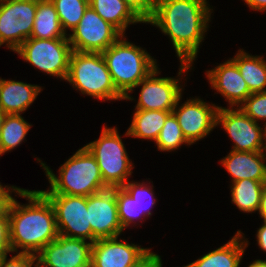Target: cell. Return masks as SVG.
Instances as JSON below:
<instances>
[{
  "label": "cell",
  "instance_id": "6da1fadb",
  "mask_svg": "<svg viewBox=\"0 0 266 267\" xmlns=\"http://www.w3.org/2000/svg\"><path fill=\"white\" fill-rule=\"evenodd\" d=\"M207 0H155L146 22L168 35L180 62L193 64L213 9Z\"/></svg>",
  "mask_w": 266,
  "mask_h": 267
},
{
  "label": "cell",
  "instance_id": "7a4b0ae2",
  "mask_svg": "<svg viewBox=\"0 0 266 267\" xmlns=\"http://www.w3.org/2000/svg\"><path fill=\"white\" fill-rule=\"evenodd\" d=\"M17 195L28 200V204L22 205L14 197L10 202L8 216L11 250L12 253L36 256L59 235L55 212L50 201L39 190L22 188Z\"/></svg>",
  "mask_w": 266,
  "mask_h": 267
},
{
  "label": "cell",
  "instance_id": "3957f363",
  "mask_svg": "<svg viewBox=\"0 0 266 267\" xmlns=\"http://www.w3.org/2000/svg\"><path fill=\"white\" fill-rule=\"evenodd\" d=\"M41 167L49 181L48 190H39L42 194H62L88 197L91 194L109 188L103 181L98 163L85 147L78 149L68 160L61 164L58 176L39 158Z\"/></svg>",
  "mask_w": 266,
  "mask_h": 267
},
{
  "label": "cell",
  "instance_id": "277c9868",
  "mask_svg": "<svg viewBox=\"0 0 266 267\" xmlns=\"http://www.w3.org/2000/svg\"><path fill=\"white\" fill-rule=\"evenodd\" d=\"M122 35L102 52L116 89L124 100H134L130 94L134 87L158 67L156 59L140 46Z\"/></svg>",
  "mask_w": 266,
  "mask_h": 267
},
{
  "label": "cell",
  "instance_id": "5b68a950",
  "mask_svg": "<svg viewBox=\"0 0 266 267\" xmlns=\"http://www.w3.org/2000/svg\"><path fill=\"white\" fill-rule=\"evenodd\" d=\"M66 82L81 94L102 101L124 100L116 89L106 61L100 52L72 51Z\"/></svg>",
  "mask_w": 266,
  "mask_h": 267
},
{
  "label": "cell",
  "instance_id": "8992f818",
  "mask_svg": "<svg viewBox=\"0 0 266 267\" xmlns=\"http://www.w3.org/2000/svg\"><path fill=\"white\" fill-rule=\"evenodd\" d=\"M117 127L103 126L101 135L85 145L98 163L104 183L109 188L122 187L132 175L133 163Z\"/></svg>",
  "mask_w": 266,
  "mask_h": 267
},
{
  "label": "cell",
  "instance_id": "52a82bcc",
  "mask_svg": "<svg viewBox=\"0 0 266 267\" xmlns=\"http://www.w3.org/2000/svg\"><path fill=\"white\" fill-rule=\"evenodd\" d=\"M72 51L68 39L29 38L14 52L41 72L66 80Z\"/></svg>",
  "mask_w": 266,
  "mask_h": 267
},
{
  "label": "cell",
  "instance_id": "ba28073f",
  "mask_svg": "<svg viewBox=\"0 0 266 267\" xmlns=\"http://www.w3.org/2000/svg\"><path fill=\"white\" fill-rule=\"evenodd\" d=\"M193 64L180 62L177 79L174 77H156L161 72L157 67L144 80L140 81L134 88L141 86L139 98L135 109L173 111L178 98L183 95V85L179 77L182 73L187 74L192 70ZM191 68V69H189Z\"/></svg>",
  "mask_w": 266,
  "mask_h": 267
},
{
  "label": "cell",
  "instance_id": "9c48e42d",
  "mask_svg": "<svg viewBox=\"0 0 266 267\" xmlns=\"http://www.w3.org/2000/svg\"><path fill=\"white\" fill-rule=\"evenodd\" d=\"M38 0H0V47L15 51L32 34Z\"/></svg>",
  "mask_w": 266,
  "mask_h": 267
},
{
  "label": "cell",
  "instance_id": "30bf717a",
  "mask_svg": "<svg viewBox=\"0 0 266 267\" xmlns=\"http://www.w3.org/2000/svg\"><path fill=\"white\" fill-rule=\"evenodd\" d=\"M222 126L234 142L233 151L262 152L264 148L266 127H261L247 116L239 107H219L216 126Z\"/></svg>",
  "mask_w": 266,
  "mask_h": 267
},
{
  "label": "cell",
  "instance_id": "8fae6325",
  "mask_svg": "<svg viewBox=\"0 0 266 267\" xmlns=\"http://www.w3.org/2000/svg\"><path fill=\"white\" fill-rule=\"evenodd\" d=\"M71 32L67 37L72 50L77 52L102 53L123 35L111 23L102 19L90 6Z\"/></svg>",
  "mask_w": 266,
  "mask_h": 267
},
{
  "label": "cell",
  "instance_id": "7c38bea8",
  "mask_svg": "<svg viewBox=\"0 0 266 267\" xmlns=\"http://www.w3.org/2000/svg\"><path fill=\"white\" fill-rule=\"evenodd\" d=\"M43 195L53 206L59 235L91 242V225L89 223L86 196Z\"/></svg>",
  "mask_w": 266,
  "mask_h": 267
},
{
  "label": "cell",
  "instance_id": "4fadbf2b",
  "mask_svg": "<svg viewBox=\"0 0 266 267\" xmlns=\"http://www.w3.org/2000/svg\"><path fill=\"white\" fill-rule=\"evenodd\" d=\"M182 95L178 98L173 113L186 140L192 145L205 138L216 128V116L220 106L206 103L200 98L187 99L180 104Z\"/></svg>",
  "mask_w": 266,
  "mask_h": 267
},
{
  "label": "cell",
  "instance_id": "5bb4252c",
  "mask_svg": "<svg viewBox=\"0 0 266 267\" xmlns=\"http://www.w3.org/2000/svg\"><path fill=\"white\" fill-rule=\"evenodd\" d=\"M93 243L80 238L58 235L37 255L39 267H91Z\"/></svg>",
  "mask_w": 266,
  "mask_h": 267
},
{
  "label": "cell",
  "instance_id": "9a60e30c",
  "mask_svg": "<svg viewBox=\"0 0 266 267\" xmlns=\"http://www.w3.org/2000/svg\"><path fill=\"white\" fill-rule=\"evenodd\" d=\"M87 211L91 225V242L117 237L123 232L118 217L116 187L107 188L87 197Z\"/></svg>",
  "mask_w": 266,
  "mask_h": 267
},
{
  "label": "cell",
  "instance_id": "2e32d148",
  "mask_svg": "<svg viewBox=\"0 0 266 267\" xmlns=\"http://www.w3.org/2000/svg\"><path fill=\"white\" fill-rule=\"evenodd\" d=\"M118 237L98 239L92 245L91 267H130L151 249L128 243Z\"/></svg>",
  "mask_w": 266,
  "mask_h": 267
},
{
  "label": "cell",
  "instance_id": "e0dca14e",
  "mask_svg": "<svg viewBox=\"0 0 266 267\" xmlns=\"http://www.w3.org/2000/svg\"><path fill=\"white\" fill-rule=\"evenodd\" d=\"M211 87L221 94L229 108L239 107L252 93L240 74L237 65L229 58L211 70L206 71Z\"/></svg>",
  "mask_w": 266,
  "mask_h": 267
},
{
  "label": "cell",
  "instance_id": "ac0fdd59",
  "mask_svg": "<svg viewBox=\"0 0 266 267\" xmlns=\"http://www.w3.org/2000/svg\"><path fill=\"white\" fill-rule=\"evenodd\" d=\"M266 160L262 152H243L231 150L220 160L226 171L232 176L231 183L243 179H252L266 183Z\"/></svg>",
  "mask_w": 266,
  "mask_h": 267
},
{
  "label": "cell",
  "instance_id": "d6986e66",
  "mask_svg": "<svg viewBox=\"0 0 266 267\" xmlns=\"http://www.w3.org/2000/svg\"><path fill=\"white\" fill-rule=\"evenodd\" d=\"M42 87L0 77V108L7 114L24 113L34 103Z\"/></svg>",
  "mask_w": 266,
  "mask_h": 267
},
{
  "label": "cell",
  "instance_id": "ffe728a7",
  "mask_svg": "<svg viewBox=\"0 0 266 267\" xmlns=\"http://www.w3.org/2000/svg\"><path fill=\"white\" fill-rule=\"evenodd\" d=\"M248 242L238 230L227 243L183 267H240Z\"/></svg>",
  "mask_w": 266,
  "mask_h": 267
},
{
  "label": "cell",
  "instance_id": "44dd1931",
  "mask_svg": "<svg viewBox=\"0 0 266 267\" xmlns=\"http://www.w3.org/2000/svg\"><path fill=\"white\" fill-rule=\"evenodd\" d=\"M89 6L123 35L129 25L144 23L123 0H89Z\"/></svg>",
  "mask_w": 266,
  "mask_h": 267
},
{
  "label": "cell",
  "instance_id": "7402d4cb",
  "mask_svg": "<svg viewBox=\"0 0 266 267\" xmlns=\"http://www.w3.org/2000/svg\"><path fill=\"white\" fill-rule=\"evenodd\" d=\"M263 56H254L245 52L243 49L233 58H230L245 80L251 93L266 91V60Z\"/></svg>",
  "mask_w": 266,
  "mask_h": 267
},
{
  "label": "cell",
  "instance_id": "603a6c76",
  "mask_svg": "<svg viewBox=\"0 0 266 267\" xmlns=\"http://www.w3.org/2000/svg\"><path fill=\"white\" fill-rule=\"evenodd\" d=\"M30 38L68 39L51 0H38L36 16Z\"/></svg>",
  "mask_w": 266,
  "mask_h": 267
},
{
  "label": "cell",
  "instance_id": "cb8c5ba5",
  "mask_svg": "<svg viewBox=\"0 0 266 267\" xmlns=\"http://www.w3.org/2000/svg\"><path fill=\"white\" fill-rule=\"evenodd\" d=\"M125 136L156 141L171 111L135 109Z\"/></svg>",
  "mask_w": 266,
  "mask_h": 267
},
{
  "label": "cell",
  "instance_id": "d4e9b609",
  "mask_svg": "<svg viewBox=\"0 0 266 267\" xmlns=\"http://www.w3.org/2000/svg\"><path fill=\"white\" fill-rule=\"evenodd\" d=\"M266 183L252 179H243L231 183L232 203L244 213L258 211L260 198Z\"/></svg>",
  "mask_w": 266,
  "mask_h": 267
},
{
  "label": "cell",
  "instance_id": "484cf974",
  "mask_svg": "<svg viewBox=\"0 0 266 267\" xmlns=\"http://www.w3.org/2000/svg\"><path fill=\"white\" fill-rule=\"evenodd\" d=\"M31 126L22 115H6L0 132V156L22 144Z\"/></svg>",
  "mask_w": 266,
  "mask_h": 267
},
{
  "label": "cell",
  "instance_id": "4316f807",
  "mask_svg": "<svg viewBox=\"0 0 266 267\" xmlns=\"http://www.w3.org/2000/svg\"><path fill=\"white\" fill-rule=\"evenodd\" d=\"M58 13L61 26L68 35V29H73L78 25L86 9L89 7V0H51Z\"/></svg>",
  "mask_w": 266,
  "mask_h": 267
},
{
  "label": "cell",
  "instance_id": "83f0119b",
  "mask_svg": "<svg viewBox=\"0 0 266 267\" xmlns=\"http://www.w3.org/2000/svg\"><path fill=\"white\" fill-rule=\"evenodd\" d=\"M155 144L161 152H172L184 145H191L184 137L182 130L179 126L178 120L173 112H171L161 129Z\"/></svg>",
  "mask_w": 266,
  "mask_h": 267
},
{
  "label": "cell",
  "instance_id": "f1b7e54d",
  "mask_svg": "<svg viewBox=\"0 0 266 267\" xmlns=\"http://www.w3.org/2000/svg\"><path fill=\"white\" fill-rule=\"evenodd\" d=\"M116 201L118 217L123 229L133 223L136 226L135 223L138 220L146 219L144 214H139V205L136 200L123 187H116Z\"/></svg>",
  "mask_w": 266,
  "mask_h": 267
},
{
  "label": "cell",
  "instance_id": "f546056e",
  "mask_svg": "<svg viewBox=\"0 0 266 267\" xmlns=\"http://www.w3.org/2000/svg\"><path fill=\"white\" fill-rule=\"evenodd\" d=\"M150 182H135L128 180L122 187L136 200L139 205V214H144V217L148 218L152 216L151 208L157 202L154 196L153 185ZM151 207V208H150Z\"/></svg>",
  "mask_w": 266,
  "mask_h": 267
},
{
  "label": "cell",
  "instance_id": "4dcf8cb0",
  "mask_svg": "<svg viewBox=\"0 0 266 267\" xmlns=\"http://www.w3.org/2000/svg\"><path fill=\"white\" fill-rule=\"evenodd\" d=\"M239 108L255 122L266 121V91L252 93ZM266 127V122L264 123Z\"/></svg>",
  "mask_w": 266,
  "mask_h": 267
},
{
  "label": "cell",
  "instance_id": "1f68e13d",
  "mask_svg": "<svg viewBox=\"0 0 266 267\" xmlns=\"http://www.w3.org/2000/svg\"><path fill=\"white\" fill-rule=\"evenodd\" d=\"M126 5L146 23L152 15L155 0H123Z\"/></svg>",
  "mask_w": 266,
  "mask_h": 267
},
{
  "label": "cell",
  "instance_id": "d6a6232c",
  "mask_svg": "<svg viewBox=\"0 0 266 267\" xmlns=\"http://www.w3.org/2000/svg\"><path fill=\"white\" fill-rule=\"evenodd\" d=\"M7 255L2 259L0 267H32L36 265V256L17 253L8 259Z\"/></svg>",
  "mask_w": 266,
  "mask_h": 267
},
{
  "label": "cell",
  "instance_id": "836d02e7",
  "mask_svg": "<svg viewBox=\"0 0 266 267\" xmlns=\"http://www.w3.org/2000/svg\"><path fill=\"white\" fill-rule=\"evenodd\" d=\"M0 250H11L8 210L0 215Z\"/></svg>",
  "mask_w": 266,
  "mask_h": 267
},
{
  "label": "cell",
  "instance_id": "e575fe53",
  "mask_svg": "<svg viewBox=\"0 0 266 267\" xmlns=\"http://www.w3.org/2000/svg\"><path fill=\"white\" fill-rule=\"evenodd\" d=\"M22 188L16 186H8L0 184V215L4 214L10 205L11 200L13 199L12 192L16 194Z\"/></svg>",
  "mask_w": 266,
  "mask_h": 267
},
{
  "label": "cell",
  "instance_id": "d590c367",
  "mask_svg": "<svg viewBox=\"0 0 266 267\" xmlns=\"http://www.w3.org/2000/svg\"><path fill=\"white\" fill-rule=\"evenodd\" d=\"M161 256L151 250L136 264L130 267H162Z\"/></svg>",
  "mask_w": 266,
  "mask_h": 267
},
{
  "label": "cell",
  "instance_id": "8d00e7d4",
  "mask_svg": "<svg viewBox=\"0 0 266 267\" xmlns=\"http://www.w3.org/2000/svg\"><path fill=\"white\" fill-rule=\"evenodd\" d=\"M257 244L261 250L266 252V223L263 222L262 226L258 228L256 233Z\"/></svg>",
  "mask_w": 266,
  "mask_h": 267
},
{
  "label": "cell",
  "instance_id": "74e56055",
  "mask_svg": "<svg viewBox=\"0 0 266 267\" xmlns=\"http://www.w3.org/2000/svg\"><path fill=\"white\" fill-rule=\"evenodd\" d=\"M251 10L254 11H265L266 10V0H244Z\"/></svg>",
  "mask_w": 266,
  "mask_h": 267
},
{
  "label": "cell",
  "instance_id": "f35d334b",
  "mask_svg": "<svg viewBox=\"0 0 266 267\" xmlns=\"http://www.w3.org/2000/svg\"><path fill=\"white\" fill-rule=\"evenodd\" d=\"M258 213L260 217L263 219V222L266 223V186L263 189L262 194H261Z\"/></svg>",
  "mask_w": 266,
  "mask_h": 267
},
{
  "label": "cell",
  "instance_id": "ab89813d",
  "mask_svg": "<svg viewBox=\"0 0 266 267\" xmlns=\"http://www.w3.org/2000/svg\"><path fill=\"white\" fill-rule=\"evenodd\" d=\"M248 267H266V260L256 259Z\"/></svg>",
  "mask_w": 266,
  "mask_h": 267
},
{
  "label": "cell",
  "instance_id": "60d3db41",
  "mask_svg": "<svg viewBox=\"0 0 266 267\" xmlns=\"http://www.w3.org/2000/svg\"><path fill=\"white\" fill-rule=\"evenodd\" d=\"M12 253V250H0V264L2 262V259L6 256V254Z\"/></svg>",
  "mask_w": 266,
  "mask_h": 267
},
{
  "label": "cell",
  "instance_id": "b9f144b4",
  "mask_svg": "<svg viewBox=\"0 0 266 267\" xmlns=\"http://www.w3.org/2000/svg\"><path fill=\"white\" fill-rule=\"evenodd\" d=\"M7 114L0 108V119H4Z\"/></svg>",
  "mask_w": 266,
  "mask_h": 267
},
{
  "label": "cell",
  "instance_id": "7bdbcfd3",
  "mask_svg": "<svg viewBox=\"0 0 266 267\" xmlns=\"http://www.w3.org/2000/svg\"><path fill=\"white\" fill-rule=\"evenodd\" d=\"M264 151H265V152H264ZM263 153H264L265 160H266V136H265V142H264Z\"/></svg>",
  "mask_w": 266,
  "mask_h": 267
},
{
  "label": "cell",
  "instance_id": "ee69618b",
  "mask_svg": "<svg viewBox=\"0 0 266 267\" xmlns=\"http://www.w3.org/2000/svg\"><path fill=\"white\" fill-rule=\"evenodd\" d=\"M3 122H4V119H0V132H1V128H2Z\"/></svg>",
  "mask_w": 266,
  "mask_h": 267
}]
</instances>
